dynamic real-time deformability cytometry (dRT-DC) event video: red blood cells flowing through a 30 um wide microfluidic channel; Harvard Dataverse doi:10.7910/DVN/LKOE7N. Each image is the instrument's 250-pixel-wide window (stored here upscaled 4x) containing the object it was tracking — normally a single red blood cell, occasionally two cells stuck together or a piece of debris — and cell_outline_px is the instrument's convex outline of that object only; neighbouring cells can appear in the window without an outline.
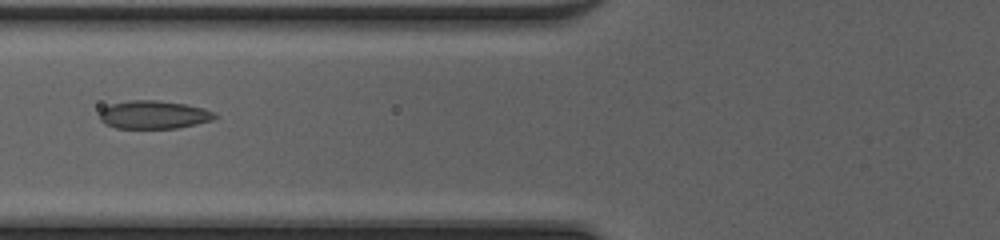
{"species": "common noctule bat (a hibernating species)", "species_latin": "Nyctalus noctula", "temperature_condition": "cold", "stored_images_in_passage": 33, "camera_frame_rate_fps": 3000, "um_per_image_px": 0.085, "animal": {"sex": "female", "body_mass_g": 20.0, "forearm_length_mm": 54.0}, "frame": {"image": 1, "passage_image": 4, "time_ms": 1.0, "image_size_px": [1000, 240], "cell_outline_px": [[220, 116], [212, 120], [196, 124], [176, 128], [116, 128], [104, 124], [100, 120], [100, 112], [104, 108], [112, 104], [128, 100], [156, 100], [184, 104], [204, 108], [216, 112]], "centroid_in_image_um": [13.1, 9.75], "position_along_channel_um": 112.7, "area_um2": 18.96}}
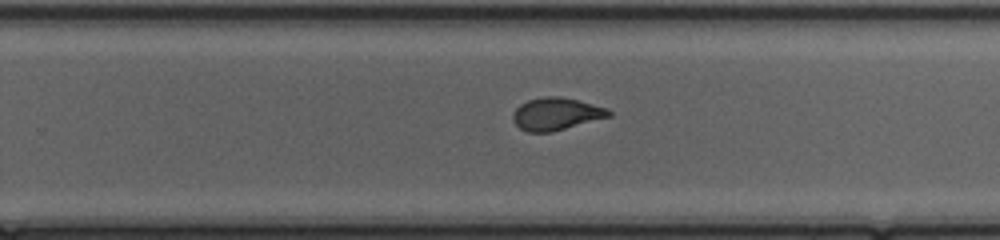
{"frame": {"image": 2, "passage_image": 16, "time_ms": 5.0, "image_size_px": [1000, 240], "cell_outline_px": [[612, 116], [552, 132], [528, 132], [520, 128], [512, 120], [512, 112], [520, 104], [528, 100], [544, 96], [560, 96], [608, 108], [612, 112]], "centroid_in_image_um": [47.27, 9.68], "position_along_channel_um": 282.5, "area_um2": 18.21}}
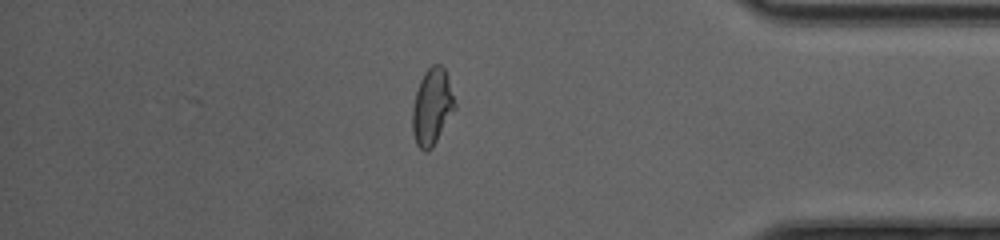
{"frame": {"image": 3, "passage_image": 26, "time_ms": 8.333, "image_size_px": [1000, 240], "cell_outline_px": [[456, 108], [432, 148], [428, 152], [424, 152], [416, 144], [412, 132], [412, 108], [416, 92], [420, 80], [424, 72], [432, 64], [440, 64], [444, 68], [456, 104]], "centroid_in_image_um": [36.71, 9.1], "position_along_channel_um": 398.5, "area_um2": 18.9}, "authors_computed_cell_mechanics": {"area_um2": 18.6116, "velocity_mm_per_s": 4.2507, "shape_relaxation_time_tau1_ms": null, "shape_relaxation_time_tau2_ms": 0.7451, "deformation_change_tau1": null, "deformation_change_tau2": 0.0669}}